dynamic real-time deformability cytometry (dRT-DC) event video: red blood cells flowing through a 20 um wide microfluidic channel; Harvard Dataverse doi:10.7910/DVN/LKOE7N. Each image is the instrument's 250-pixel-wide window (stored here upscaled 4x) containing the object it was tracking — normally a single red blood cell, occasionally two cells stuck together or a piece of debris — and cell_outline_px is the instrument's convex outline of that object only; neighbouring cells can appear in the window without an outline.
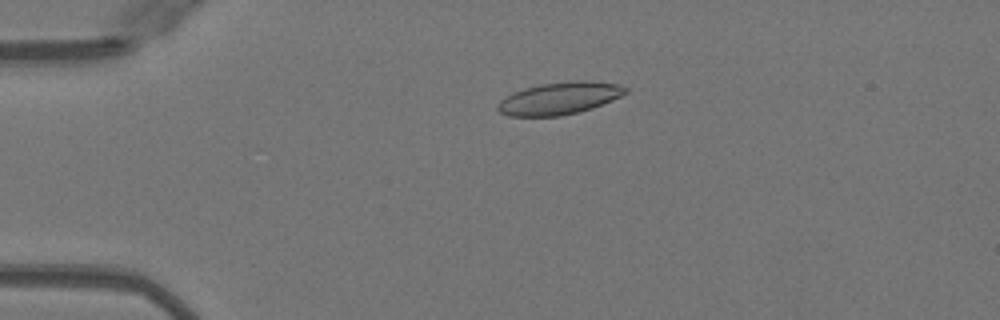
{"species": "Egyptian fruit bat (a non-hibernating species)", "species_latin": "Rousettus aegyptiacus", "temperature_condition": "warm", "stored_images_in_passage": 51, "camera_frame_rate_fps": 3000, "um_per_image_px": 0.085, "animal": {"sex": "female"}, "frame": {"image": 1, "passage_image": 12, "time_ms": 3.667, "image_size_px": [1000, 320], "cell_outline_px": [[628, 92], [612, 100], [592, 108], [560, 116], [508, 116], [500, 112], [496, 108], [496, 104], [500, 100], [512, 92], [524, 88], [540, 84], [568, 80], [584, 80], [620, 84], [628, 88]], "centroid_in_image_um": [47.53, 8.34], "position_along_channel_um": 37.5, "area_um2": 24.22}}
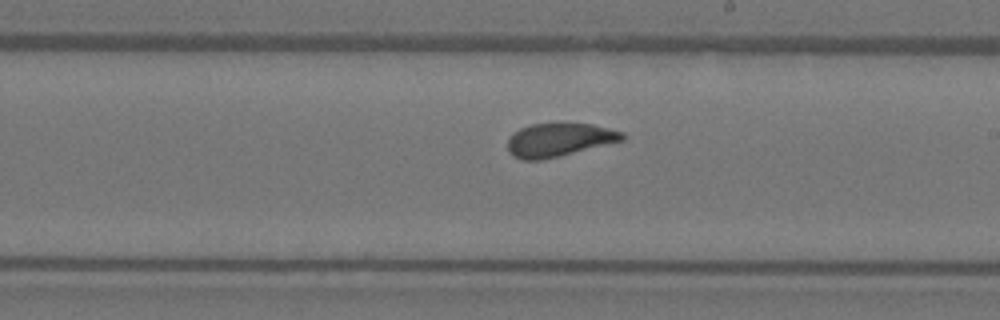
{"frame": {"image": 2, "passage_image": 30, "time_ms": 9.667, "image_size_px": [1000, 320], "cell_outline_px": [[624, 140], [560, 156], [540, 160], [520, 160], [512, 156], [508, 152], [508, 136], [520, 128], [532, 124], [592, 124], [624, 132]], "centroid_in_image_um": [47.48, 11.9], "position_along_channel_um": 241.5, "area_um2": 22.25}}
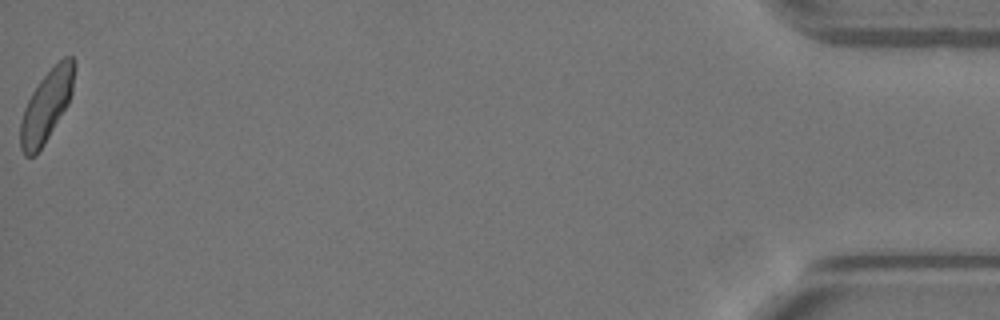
{"frame": {"image": 3, "passage_image": 51, "time_ms": 16.667, "image_size_px": [1000, 320], "cell_outline_px": [[76, 68], [72, 92], [68, 104], [44, 144], [36, 156], [24, 156], [20, 148], [20, 120], [24, 108], [32, 92], [40, 80], [64, 56], [72, 56], [76, 64]], "centroid_in_image_um": [3.95, 9.01], "position_along_channel_um": 431.2, "area_um2": 22.43}, "authors_computed_cell_mechanics": {"area_um2": 23.0622, "velocity_mm_per_s": 4.0575, "shape_relaxation_time_tau1_ms": 3.7935, "shape_relaxation_time_tau2_ms": 1.0636, "deformation_change_tau1": 0.1502, "deformation_change_tau2": 0.086}}